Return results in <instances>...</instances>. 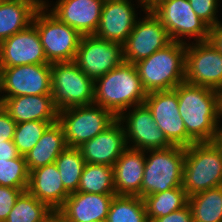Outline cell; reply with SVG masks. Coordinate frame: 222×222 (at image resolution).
Wrapping results in <instances>:
<instances>
[{"label": "cell", "mask_w": 222, "mask_h": 222, "mask_svg": "<svg viewBox=\"0 0 222 222\" xmlns=\"http://www.w3.org/2000/svg\"><path fill=\"white\" fill-rule=\"evenodd\" d=\"M187 135L195 142H213L219 131L221 92L186 81L175 89Z\"/></svg>", "instance_id": "6da1fadb"}, {"label": "cell", "mask_w": 222, "mask_h": 222, "mask_svg": "<svg viewBox=\"0 0 222 222\" xmlns=\"http://www.w3.org/2000/svg\"><path fill=\"white\" fill-rule=\"evenodd\" d=\"M94 104L110 110L116 117L130 107L142 105L147 97L136 67L123 61L94 81Z\"/></svg>", "instance_id": "7a4b0ae2"}, {"label": "cell", "mask_w": 222, "mask_h": 222, "mask_svg": "<svg viewBox=\"0 0 222 222\" xmlns=\"http://www.w3.org/2000/svg\"><path fill=\"white\" fill-rule=\"evenodd\" d=\"M186 45L172 41L134 64L147 93L172 90L185 81Z\"/></svg>", "instance_id": "3957f363"}, {"label": "cell", "mask_w": 222, "mask_h": 222, "mask_svg": "<svg viewBox=\"0 0 222 222\" xmlns=\"http://www.w3.org/2000/svg\"><path fill=\"white\" fill-rule=\"evenodd\" d=\"M219 186H222V151L215 142L186 147L182 187L187 195Z\"/></svg>", "instance_id": "277c9868"}, {"label": "cell", "mask_w": 222, "mask_h": 222, "mask_svg": "<svg viewBox=\"0 0 222 222\" xmlns=\"http://www.w3.org/2000/svg\"><path fill=\"white\" fill-rule=\"evenodd\" d=\"M141 187V198L182 186L185 148L170 146L147 150Z\"/></svg>", "instance_id": "5b68a950"}, {"label": "cell", "mask_w": 222, "mask_h": 222, "mask_svg": "<svg viewBox=\"0 0 222 222\" xmlns=\"http://www.w3.org/2000/svg\"><path fill=\"white\" fill-rule=\"evenodd\" d=\"M94 80L74 61L51 63V96L58 111L94 102Z\"/></svg>", "instance_id": "8992f818"}, {"label": "cell", "mask_w": 222, "mask_h": 222, "mask_svg": "<svg viewBox=\"0 0 222 222\" xmlns=\"http://www.w3.org/2000/svg\"><path fill=\"white\" fill-rule=\"evenodd\" d=\"M47 7L38 9L32 23L39 33L46 59L49 63L74 61L82 35L47 12Z\"/></svg>", "instance_id": "52a82bcc"}, {"label": "cell", "mask_w": 222, "mask_h": 222, "mask_svg": "<svg viewBox=\"0 0 222 222\" xmlns=\"http://www.w3.org/2000/svg\"><path fill=\"white\" fill-rule=\"evenodd\" d=\"M117 117L94 103L59 111L58 122L64 129L68 147H79L108 128Z\"/></svg>", "instance_id": "ba28073f"}, {"label": "cell", "mask_w": 222, "mask_h": 222, "mask_svg": "<svg viewBox=\"0 0 222 222\" xmlns=\"http://www.w3.org/2000/svg\"><path fill=\"white\" fill-rule=\"evenodd\" d=\"M166 28L172 41L193 36L196 42L210 39V27L193 11L189 0H161L150 9Z\"/></svg>", "instance_id": "9c48e42d"}, {"label": "cell", "mask_w": 222, "mask_h": 222, "mask_svg": "<svg viewBox=\"0 0 222 222\" xmlns=\"http://www.w3.org/2000/svg\"><path fill=\"white\" fill-rule=\"evenodd\" d=\"M185 81L222 92V52L209 40L186 45Z\"/></svg>", "instance_id": "30bf717a"}, {"label": "cell", "mask_w": 222, "mask_h": 222, "mask_svg": "<svg viewBox=\"0 0 222 222\" xmlns=\"http://www.w3.org/2000/svg\"><path fill=\"white\" fill-rule=\"evenodd\" d=\"M123 59V45L94 35H82L74 62L94 81L119 66Z\"/></svg>", "instance_id": "8fae6325"}, {"label": "cell", "mask_w": 222, "mask_h": 222, "mask_svg": "<svg viewBox=\"0 0 222 222\" xmlns=\"http://www.w3.org/2000/svg\"><path fill=\"white\" fill-rule=\"evenodd\" d=\"M144 104L172 145L186 148L195 143L186 133L178 110L177 92L174 89L149 92Z\"/></svg>", "instance_id": "7c38bea8"}, {"label": "cell", "mask_w": 222, "mask_h": 222, "mask_svg": "<svg viewBox=\"0 0 222 222\" xmlns=\"http://www.w3.org/2000/svg\"><path fill=\"white\" fill-rule=\"evenodd\" d=\"M2 97L51 95V64H28L0 68Z\"/></svg>", "instance_id": "4fadbf2b"}, {"label": "cell", "mask_w": 222, "mask_h": 222, "mask_svg": "<svg viewBox=\"0 0 222 222\" xmlns=\"http://www.w3.org/2000/svg\"><path fill=\"white\" fill-rule=\"evenodd\" d=\"M146 12V17L136 22L123 44L125 62L135 64L172 42L166 28L154 13L151 10Z\"/></svg>", "instance_id": "5bb4252c"}, {"label": "cell", "mask_w": 222, "mask_h": 222, "mask_svg": "<svg viewBox=\"0 0 222 222\" xmlns=\"http://www.w3.org/2000/svg\"><path fill=\"white\" fill-rule=\"evenodd\" d=\"M133 108V111L126 115L125 112H122L117 117L119 121L127 123L124 128L127 145L128 140L134 143L130 148L147 151L173 146L158 128L151 111L145 104Z\"/></svg>", "instance_id": "9a60e30c"}, {"label": "cell", "mask_w": 222, "mask_h": 222, "mask_svg": "<svg viewBox=\"0 0 222 222\" xmlns=\"http://www.w3.org/2000/svg\"><path fill=\"white\" fill-rule=\"evenodd\" d=\"M28 64H51L46 59L39 33L33 24L0 42V68Z\"/></svg>", "instance_id": "2e32d148"}, {"label": "cell", "mask_w": 222, "mask_h": 222, "mask_svg": "<svg viewBox=\"0 0 222 222\" xmlns=\"http://www.w3.org/2000/svg\"><path fill=\"white\" fill-rule=\"evenodd\" d=\"M122 123L116 119L100 134L77 147L85 163L104 164L113 167L121 154L128 148Z\"/></svg>", "instance_id": "e0dca14e"}, {"label": "cell", "mask_w": 222, "mask_h": 222, "mask_svg": "<svg viewBox=\"0 0 222 222\" xmlns=\"http://www.w3.org/2000/svg\"><path fill=\"white\" fill-rule=\"evenodd\" d=\"M134 9L129 0H104L94 36L123 45L137 22Z\"/></svg>", "instance_id": "ac0fdd59"}, {"label": "cell", "mask_w": 222, "mask_h": 222, "mask_svg": "<svg viewBox=\"0 0 222 222\" xmlns=\"http://www.w3.org/2000/svg\"><path fill=\"white\" fill-rule=\"evenodd\" d=\"M115 195L74 192L56 213L64 222H106Z\"/></svg>", "instance_id": "d6986e66"}, {"label": "cell", "mask_w": 222, "mask_h": 222, "mask_svg": "<svg viewBox=\"0 0 222 222\" xmlns=\"http://www.w3.org/2000/svg\"><path fill=\"white\" fill-rule=\"evenodd\" d=\"M104 0H58L51 13L81 35H94Z\"/></svg>", "instance_id": "ffe728a7"}, {"label": "cell", "mask_w": 222, "mask_h": 222, "mask_svg": "<svg viewBox=\"0 0 222 222\" xmlns=\"http://www.w3.org/2000/svg\"><path fill=\"white\" fill-rule=\"evenodd\" d=\"M1 106L13 121H58L59 111L51 95L0 97Z\"/></svg>", "instance_id": "44dd1931"}, {"label": "cell", "mask_w": 222, "mask_h": 222, "mask_svg": "<svg viewBox=\"0 0 222 222\" xmlns=\"http://www.w3.org/2000/svg\"><path fill=\"white\" fill-rule=\"evenodd\" d=\"M144 152L128 146L113 165L116 195L141 197L146 157Z\"/></svg>", "instance_id": "7402d4cb"}, {"label": "cell", "mask_w": 222, "mask_h": 222, "mask_svg": "<svg viewBox=\"0 0 222 222\" xmlns=\"http://www.w3.org/2000/svg\"><path fill=\"white\" fill-rule=\"evenodd\" d=\"M39 201L56 212L70 193L64 188L60 173L54 163L30 171L27 189Z\"/></svg>", "instance_id": "603a6c76"}, {"label": "cell", "mask_w": 222, "mask_h": 222, "mask_svg": "<svg viewBox=\"0 0 222 222\" xmlns=\"http://www.w3.org/2000/svg\"><path fill=\"white\" fill-rule=\"evenodd\" d=\"M67 147L62 125L58 121L51 124L37 144L25 155L29 172L54 163Z\"/></svg>", "instance_id": "cb8c5ba5"}, {"label": "cell", "mask_w": 222, "mask_h": 222, "mask_svg": "<svg viewBox=\"0 0 222 222\" xmlns=\"http://www.w3.org/2000/svg\"><path fill=\"white\" fill-rule=\"evenodd\" d=\"M38 7L28 1L4 0L0 3V42L33 23Z\"/></svg>", "instance_id": "d4e9b609"}, {"label": "cell", "mask_w": 222, "mask_h": 222, "mask_svg": "<svg viewBox=\"0 0 222 222\" xmlns=\"http://www.w3.org/2000/svg\"><path fill=\"white\" fill-rule=\"evenodd\" d=\"M188 205L194 222H222V186L191 195Z\"/></svg>", "instance_id": "484cf974"}, {"label": "cell", "mask_w": 222, "mask_h": 222, "mask_svg": "<svg viewBox=\"0 0 222 222\" xmlns=\"http://www.w3.org/2000/svg\"><path fill=\"white\" fill-rule=\"evenodd\" d=\"M143 199L148 222H151L158 217L166 216L173 211L187 206L189 196L185 189L180 186L164 192L145 196Z\"/></svg>", "instance_id": "4316f807"}, {"label": "cell", "mask_w": 222, "mask_h": 222, "mask_svg": "<svg viewBox=\"0 0 222 222\" xmlns=\"http://www.w3.org/2000/svg\"><path fill=\"white\" fill-rule=\"evenodd\" d=\"M77 192L116 194L113 167L104 164L85 163Z\"/></svg>", "instance_id": "83f0119b"}, {"label": "cell", "mask_w": 222, "mask_h": 222, "mask_svg": "<svg viewBox=\"0 0 222 222\" xmlns=\"http://www.w3.org/2000/svg\"><path fill=\"white\" fill-rule=\"evenodd\" d=\"M54 211L28 190L23 191L4 222H45Z\"/></svg>", "instance_id": "f1b7e54d"}, {"label": "cell", "mask_w": 222, "mask_h": 222, "mask_svg": "<svg viewBox=\"0 0 222 222\" xmlns=\"http://www.w3.org/2000/svg\"><path fill=\"white\" fill-rule=\"evenodd\" d=\"M106 222H148L144 199L139 196L115 195Z\"/></svg>", "instance_id": "f546056e"}, {"label": "cell", "mask_w": 222, "mask_h": 222, "mask_svg": "<svg viewBox=\"0 0 222 222\" xmlns=\"http://www.w3.org/2000/svg\"><path fill=\"white\" fill-rule=\"evenodd\" d=\"M55 164L60 173L64 188L70 194L77 192L85 165V160L80 150L75 147H67L59 154Z\"/></svg>", "instance_id": "4dcf8cb0"}, {"label": "cell", "mask_w": 222, "mask_h": 222, "mask_svg": "<svg viewBox=\"0 0 222 222\" xmlns=\"http://www.w3.org/2000/svg\"><path fill=\"white\" fill-rule=\"evenodd\" d=\"M57 121H28L16 125L13 142L21 156H25L41 139L46 129Z\"/></svg>", "instance_id": "1f68e13d"}, {"label": "cell", "mask_w": 222, "mask_h": 222, "mask_svg": "<svg viewBox=\"0 0 222 222\" xmlns=\"http://www.w3.org/2000/svg\"><path fill=\"white\" fill-rule=\"evenodd\" d=\"M29 170L25 156L0 160V186L19 188L26 191L29 185Z\"/></svg>", "instance_id": "d6a6232c"}, {"label": "cell", "mask_w": 222, "mask_h": 222, "mask_svg": "<svg viewBox=\"0 0 222 222\" xmlns=\"http://www.w3.org/2000/svg\"><path fill=\"white\" fill-rule=\"evenodd\" d=\"M218 0H189L196 15L202 19L210 28L219 21L216 16ZM216 16V17H215Z\"/></svg>", "instance_id": "836d02e7"}, {"label": "cell", "mask_w": 222, "mask_h": 222, "mask_svg": "<svg viewBox=\"0 0 222 222\" xmlns=\"http://www.w3.org/2000/svg\"><path fill=\"white\" fill-rule=\"evenodd\" d=\"M23 189L0 186V222H4Z\"/></svg>", "instance_id": "e575fe53"}, {"label": "cell", "mask_w": 222, "mask_h": 222, "mask_svg": "<svg viewBox=\"0 0 222 222\" xmlns=\"http://www.w3.org/2000/svg\"><path fill=\"white\" fill-rule=\"evenodd\" d=\"M17 123L0 107V142L13 141Z\"/></svg>", "instance_id": "d590c367"}, {"label": "cell", "mask_w": 222, "mask_h": 222, "mask_svg": "<svg viewBox=\"0 0 222 222\" xmlns=\"http://www.w3.org/2000/svg\"><path fill=\"white\" fill-rule=\"evenodd\" d=\"M151 222H194L193 221V216H192V211L189 205L173 211L172 213L163 216V217H158Z\"/></svg>", "instance_id": "8d00e7d4"}, {"label": "cell", "mask_w": 222, "mask_h": 222, "mask_svg": "<svg viewBox=\"0 0 222 222\" xmlns=\"http://www.w3.org/2000/svg\"><path fill=\"white\" fill-rule=\"evenodd\" d=\"M20 156L13 141L0 142V160L15 159Z\"/></svg>", "instance_id": "74e56055"}, {"label": "cell", "mask_w": 222, "mask_h": 222, "mask_svg": "<svg viewBox=\"0 0 222 222\" xmlns=\"http://www.w3.org/2000/svg\"><path fill=\"white\" fill-rule=\"evenodd\" d=\"M209 41L222 52V23L220 21L210 28Z\"/></svg>", "instance_id": "f35d334b"}, {"label": "cell", "mask_w": 222, "mask_h": 222, "mask_svg": "<svg viewBox=\"0 0 222 222\" xmlns=\"http://www.w3.org/2000/svg\"><path fill=\"white\" fill-rule=\"evenodd\" d=\"M140 4L144 7V11L150 10L154 5H156L161 0H139Z\"/></svg>", "instance_id": "ab89813d"}, {"label": "cell", "mask_w": 222, "mask_h": 222, "mask_svg": "<svg viewBox=\"0 0 222 222\" xmlns=\"http://www.w3.org/2000/svg\"><path fill=\"white\" fill-rule=\"evenodd\" d=\"M214 142L222 151V127L219 128V131L215 136Z\"/></svg>", "instance_id": "60d3db41"}, {"label": "cell", "mask_w": 222, "mask_h": 222, "mask_svg": "<svg viewBox=\"0 0 222 222\" xmlns=\"http://www.w3.org/2000/svg\"><path fill=\"white\" fill-rule=\"evenodd\" d=\"M13 1H28L34 3L38 8L46 6V2L43 0H13Z\"/></svg>", "instance_id": "b9f144b4"}, {"label": "cell", "mask_w": 222, "mask_h": 222, "mask_svg": "<svg viewBox=\"0 0 222 222\" xmlns=\"http://www.w3.org/2000/svg\"><path fill=\"white\" fill-rule=\"evenodd\" d=\"M49 222H64L56 212H54L50 217H49Z\"/></svg>", "instance_id": "7bdbcfd3"}, {"label": "cell", "mask_w": 222, "mask_h": 222, "mask_svg": "<svg viewBox=\"0 0 222 222\" xmlns=\"http://www.w3.org/2000/svg\"><path fill=\"white\" fill-rule=\"evenodd\" d=\"M221 105H222V92H221ZM221 117H222V109H221Z\"/></svg>", "instance_id": "ee69618b"}]
</instances>
